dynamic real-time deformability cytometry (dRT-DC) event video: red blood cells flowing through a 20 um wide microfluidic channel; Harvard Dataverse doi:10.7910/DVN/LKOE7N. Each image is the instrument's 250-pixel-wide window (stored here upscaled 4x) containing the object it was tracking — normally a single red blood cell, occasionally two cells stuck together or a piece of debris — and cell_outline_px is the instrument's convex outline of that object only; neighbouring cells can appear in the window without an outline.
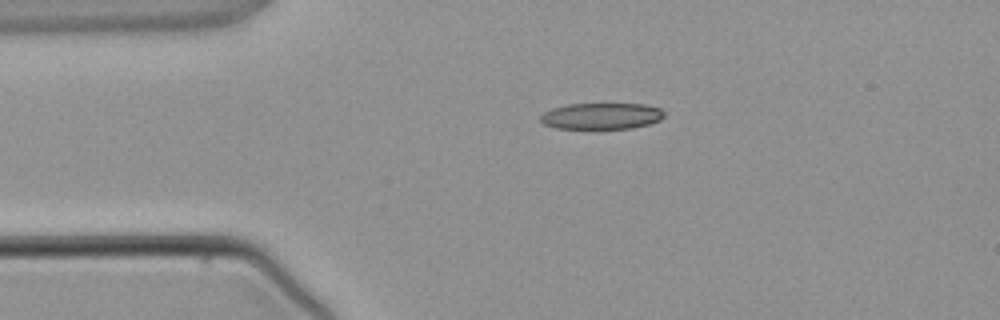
{"species": "common noctule bat (a hibernating species)", "species_latin": "Nyctalus noctula", "temperature_condition": "warm", "stored_images_in_passage": 2, "camera_frame_rate_fps": 3000, "um_per_image_px": 0.085, "animal": {"sex": "male", "body_mass_g": 21.5, "forearm_length_mm": 52.0}, "frame": {"image": 1, "passage_image": 1, "time_ms": 0.0, "image_size_px": [1000, 320], "cell_outline_px": [[664, 116], [660, 120], [648, 124], [632, 128], [556, 128], [544, 124], [540, 120], [540, 116], [544, 112], [552, 108], [568, 104], [644, 104], [660, 108], [664, 112]], "centroid_in_image_um": [51.12, 9.86], "position_along_channel_um": 33.9, "area_um2": 18.84}}
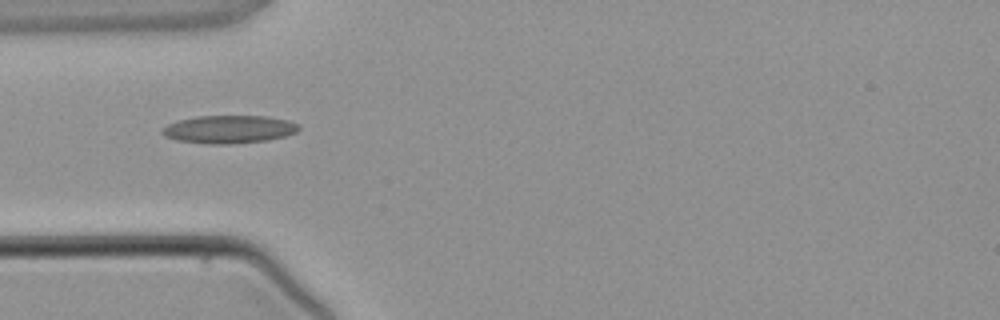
{"frame": {"image": 2, "passage_image": 2, "time_ms": 1.333, "image_size_px": [1000, 320], "cell_outline_px": [[300, 128], [296, 132], [284, 136], [268, 140], [228, 144], [208, 144], [176, 140], [164, 136], [160, 132], [168, 124], [176, 120], [196, 116], [264, 116], [288, 120], [296, 124]], "centroid_in_image_um": [19.42, 10.99], "position_along_channel_um": 65.6, "area_um2": 22.2}}